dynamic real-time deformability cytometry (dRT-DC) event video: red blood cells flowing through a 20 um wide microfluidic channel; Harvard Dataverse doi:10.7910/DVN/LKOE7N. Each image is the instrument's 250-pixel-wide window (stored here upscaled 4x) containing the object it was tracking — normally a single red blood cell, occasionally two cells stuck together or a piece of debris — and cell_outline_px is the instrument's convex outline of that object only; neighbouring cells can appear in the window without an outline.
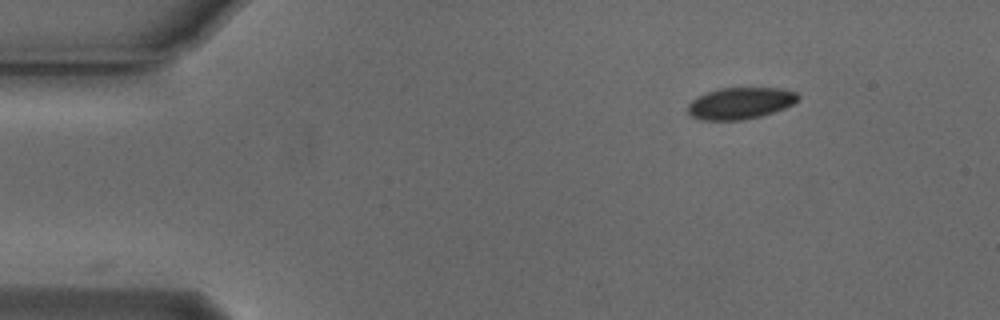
{"species": "Egyptian fruit bat (a non-hibernating species)", "species_latin": "Rousettus aegyptiacus", "temperature_condition": "cold", "stored_images_in_passage": 25, "camera_frame_rate_fps": 3000, "um_per_image_px": 0.085, "animal": {"sex": "male"}, "frame": {"image": 1, "passage_image": 1, "time_ms": 0.0, "image_size_px": [1000, 320], "cell_outline_px": [[800, 100], [784, 108], [760, 116], [744, 120], [700, 120], [692, 116], [688, 112], [688, 104], [696, 96], [720, 88], [780, 88], [796, 92], [800, 96]], "centroid_in_image_um": [62.93, 8.77], "position_along_channel_um": 22.1, "area_um2": 20.35}}
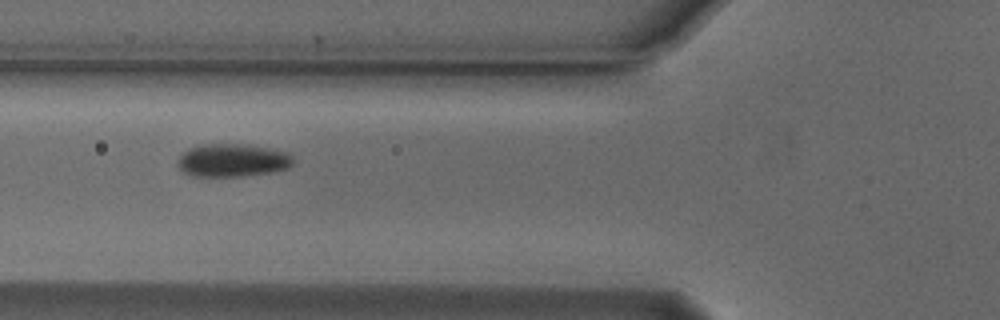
{"frame": {"image": 2, "passage_image": 14, "time_ms": 4.333, "image_size_px": [1000, 320], "cell_outline_px": [[292, 164], [288, 168], [272, 172], [244, 176], [192, 176], [184, 172], [176, 164], [176, 160], [188, 148], [200, 144], [240, 144], [268, 148], [288, 152], [292, 156]], "centroid_in_image_um": [19.73, 13.63], "position_along_channel_um": 106.1, "area_um2": 22.25}}
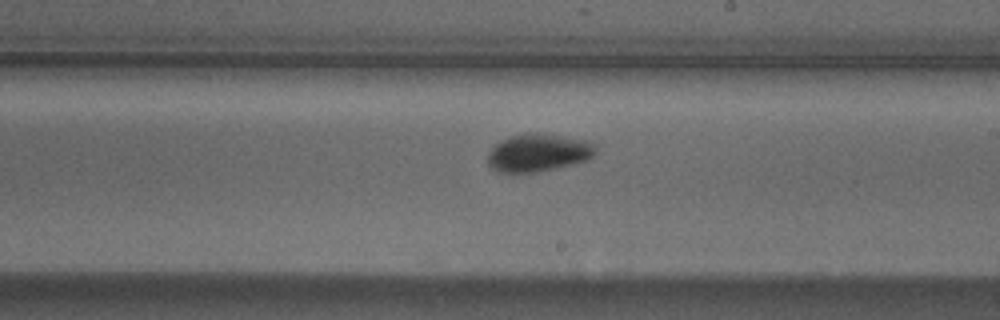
{"frame": {"image": 3, "passage_image": 25, "time_ms": 8.0, "image_size_px": [1000, 320], "cell_outline_px": [[596, 152], [588, 160], [576, 164], [540, 172], [496, 172], [488, 164], [488, 152], [496, 144], [512, 136], [536, 132], [588, 140], [596, 144]], "centroid_in_image_um": [45.81, 12.99], "position_along_channel_um": 243.2, "area_um2": 23.87}}